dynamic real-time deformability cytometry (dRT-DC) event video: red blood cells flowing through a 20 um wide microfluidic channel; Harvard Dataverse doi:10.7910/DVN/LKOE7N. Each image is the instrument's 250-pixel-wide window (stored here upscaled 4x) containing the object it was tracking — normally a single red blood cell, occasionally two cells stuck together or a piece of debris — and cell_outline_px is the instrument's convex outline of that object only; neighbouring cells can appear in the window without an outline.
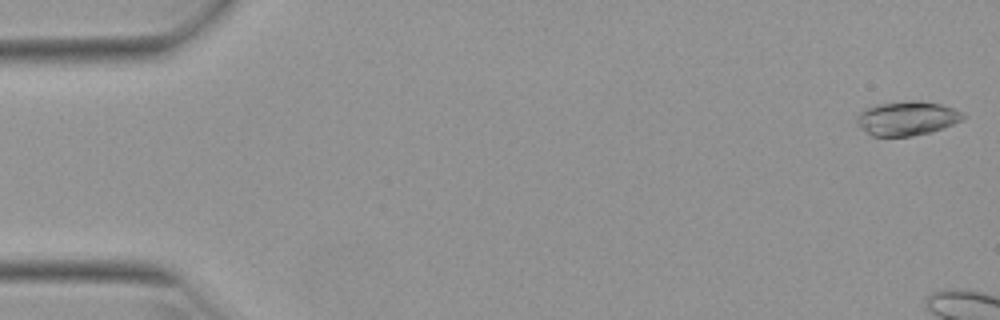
{"species": "Egyptian fruit bat (a non-hibernating species)", "species_latin": "Rousettus aegyptiacus", "temperature_condition": "warm", "stored_images_in_passage": 7, "camera_frame_rate_fps": 3000, "um_per_image_px": 0.085, "animal": {"sex": "female"}, "frame": {"image": 1, "passage_image": 1, "time_ms": 0.0, "image_size_px": [1000, 320], "cell_outline_px": [[968, 116], [964, 120], [928, 132], [912, 136], [872, 136], [856, 124], [856, 116], [864, 108], [876, 104], [912, 100], [920, 100], [940, 104], [952, 108]], "centroid_in_image_um": [77.06, 10.04], "position_along_channel_um": 7.9, "area_um2": 21.15}}